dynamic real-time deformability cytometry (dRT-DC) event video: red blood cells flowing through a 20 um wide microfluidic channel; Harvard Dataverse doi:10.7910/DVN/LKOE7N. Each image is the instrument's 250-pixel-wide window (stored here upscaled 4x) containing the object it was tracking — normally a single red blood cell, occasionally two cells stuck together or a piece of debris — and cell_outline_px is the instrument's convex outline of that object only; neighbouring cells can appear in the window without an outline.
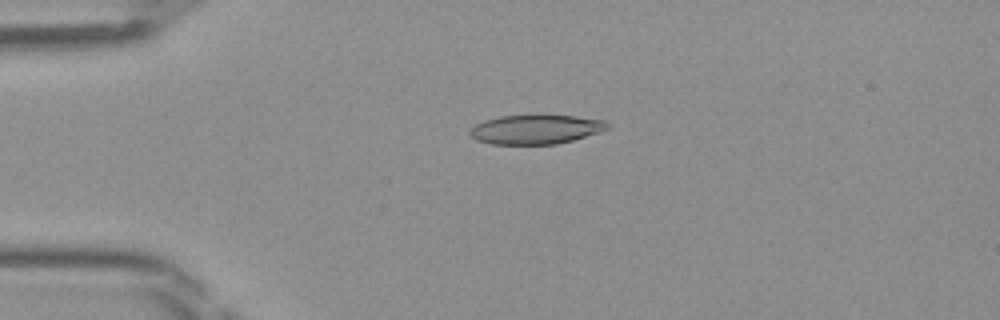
{"species": "Egyptian fruit bat (a non-hibernating species)", "species_latin": "Rousettus aegyptiacus", "temperature_condition": "room temperature", "stored_images_in_passage": 38, "camera_frame_rate_fps": 3000, "um_per_image_px": 0.085, "frame": {"image": 1, "passage_image": 2, "time_ms": 0.333, "image_size_px": [1000, 320], "cell_outline_px": [[608, 128], [600, 132], [572, 140], [556, 144], [492, 144], [476, 140], [468, 132], [476, 124], [484, 120], [500, 116], [576, 116], [608, 120]], "centroid_in_image_um": [45.56, 11.0], "position_along_channel_um": 39.4, "area_um2": 23.24}}
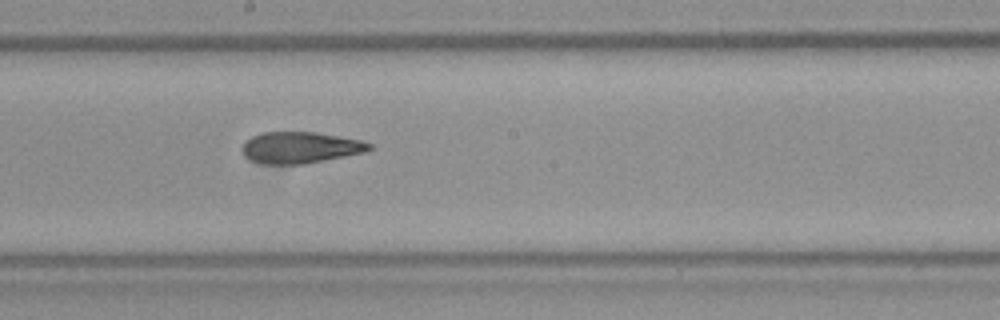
{"frame": {"image": 2, "passage_image": 17, "time_ms": 5.333, "image_size_px": [1000, 320], "cell_outline_px": [[372, 148], [364, 152], [304, 164], [260, 164], [248, 160], [244, 156], [240, 148], [244, 140], [260, 132], [316, 132], [360, 140], [372, 144]], "centroid_in_image_um": [25.43, 12.54], "position_along_channel_um": 222.8, "area_um2": 23.47}}
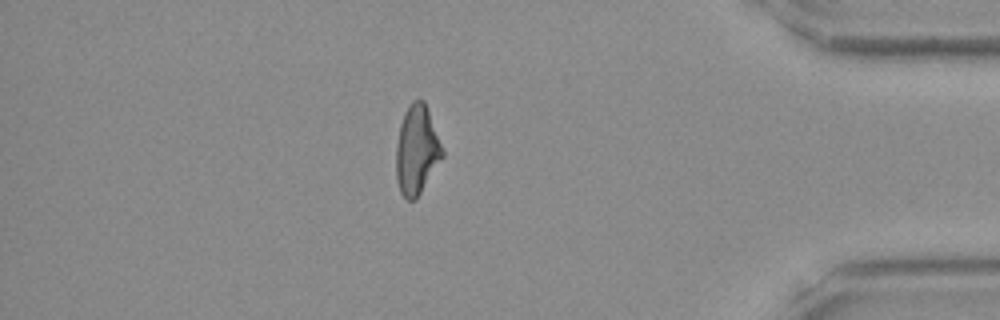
{"frame": {"image": 3, "passage_image": 32, "time_ms": 10.333, "image_size_px": [1000, 320], "cell_outline_px": [[444, 156], [416, 200], [408, 200], [400, 192], [396, 180], [396, 144], [400, 124], [404, 112], [408, 104], [412, 100], [424, 100], [444, 152]], "centroid_in_image_um": [35.41, 12.76], "position_along_channel_um": 399.8, "area_um2": 24.04}}